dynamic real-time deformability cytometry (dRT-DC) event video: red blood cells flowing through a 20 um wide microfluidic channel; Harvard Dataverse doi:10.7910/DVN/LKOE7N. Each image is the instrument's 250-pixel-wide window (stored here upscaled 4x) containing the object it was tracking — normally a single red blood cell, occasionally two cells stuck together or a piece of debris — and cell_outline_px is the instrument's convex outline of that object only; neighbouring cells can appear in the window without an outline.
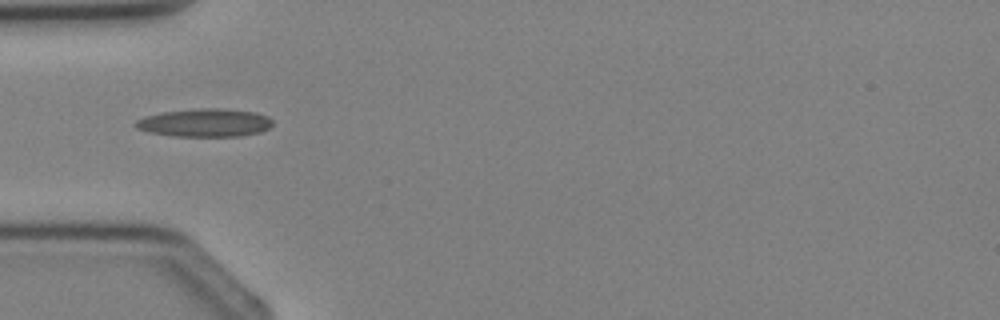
{"species": "Egyptian fruit bat (a non-hibernating species)", "species_latin": "Rousettus aegyptiacus", "temperature_condition": "cold", "stored_images_in_passage": 3, "camera_frame_rate_fps": 3000, "um_per_image_px": 0.085, "animal": {"sex": "female"}, "frame": {"image": 1, "passage_image": 3, "time_ms": 2.333, "image_size_px": [1000, 320], "cell_outline_px": [[272, 124], [268, 128], [260, 132], [240, 136], [172, 136], [148, 132], [136, 128], [132, 124], [136, 120], [144, 116], [164, 112], [200, 108], [220, 108], [256, 112], [268, 116], [272, 120]], "centroid_in_image_um": [17.39, 10.43], "position_along_channel_um": 67.6, "area_um2": 22.54}}